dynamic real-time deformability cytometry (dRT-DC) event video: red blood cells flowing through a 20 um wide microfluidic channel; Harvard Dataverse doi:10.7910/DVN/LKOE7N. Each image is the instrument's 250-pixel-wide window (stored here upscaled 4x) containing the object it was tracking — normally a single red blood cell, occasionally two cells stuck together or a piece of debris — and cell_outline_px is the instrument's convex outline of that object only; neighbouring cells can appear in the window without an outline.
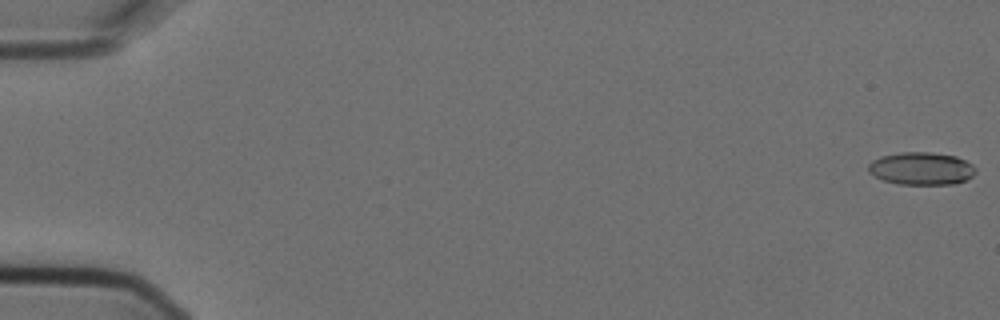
{"species": "Egyptian fruit bat (a non-hibernating species)", "species_latin": "Rousettus aegyptiacus", "temperature_condition": "cold", "stored_images_in_passage": 4, "camera_frame_rate_fps": 3000, "um_per_image_px": 0.085, "animal": {"sex": "female"}, "frame": {"image": 1, "passage_image": 1, "time_ms": 0.0, "image_size_px": [1000, 320], "cell_outline_px": [[976, 172], [972, 176], [964, 180], [952, 184], [896, 184], [884, 180], [868, 172], [868, 164], [872, 160], [880, 156], [900, 152], [932, 152], [956, 156], [972, 164], [976, 168]], "centroid_in_image_um": [78.3, 14.31], "position_along_channel_um": 6.7, "area_um2": 20.46}}
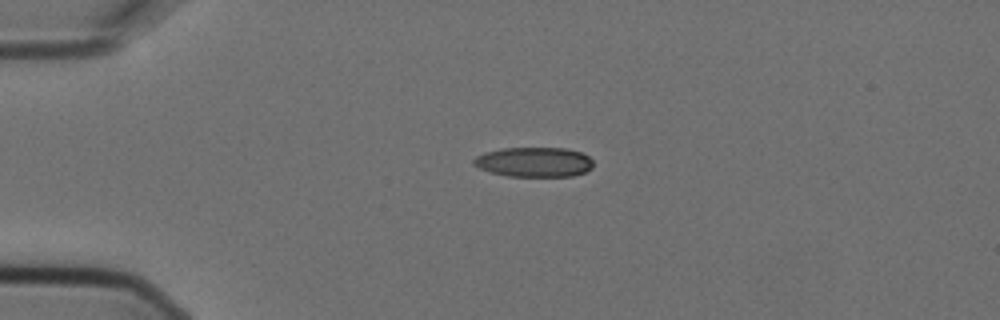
{"frame": {"image": 2, "passage_image": 3, "time_ms": 0.667, "image_size_px": [1000, 320], "cell_outline_px": [[592, 168], [584, 172], [572, 176], [508, 176], [492, 172], [480, 168], [472, 164], [472, 160], [476, 156], [484, 152], [504, 148], [568, 148], [580, 152], [588, 156], [592, 160]], "centroid_in_image_um": [45.39, 13.77], "position_along_channel_um": 39.6, "area_um2": 20.69}}